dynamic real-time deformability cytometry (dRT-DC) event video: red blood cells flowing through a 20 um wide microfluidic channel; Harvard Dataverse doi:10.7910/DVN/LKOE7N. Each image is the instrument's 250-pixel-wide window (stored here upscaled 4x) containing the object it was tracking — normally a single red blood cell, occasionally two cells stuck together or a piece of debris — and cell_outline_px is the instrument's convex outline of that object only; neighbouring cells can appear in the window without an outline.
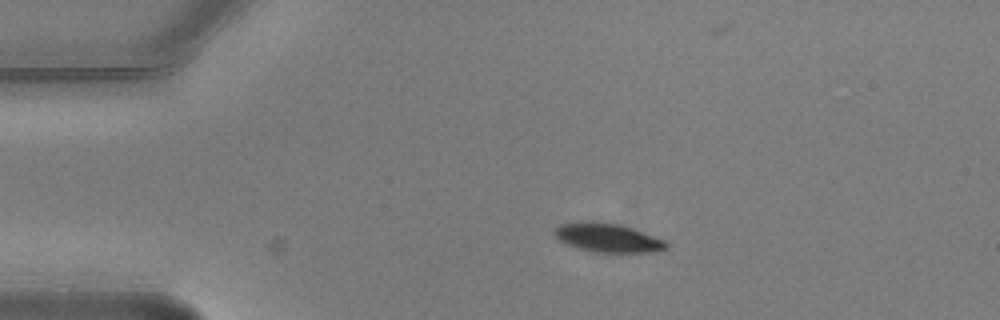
{"species": "common noctule bat (a hibernating species)", "species_latin": "Nyctalus noctula", "temperature_condition": "warm", "stored_images_in_passage": 3, "camera_frame_rate_fps": 3000, "um_per_image_px": 0.085, "animal": {"sex": "male", "body_mass_g": 20.5, "forearm_length_mm": 52.5}, "frame": {"image": 1, "passage_image": 1, "time_ms": 0.0, "image_size_px": [1000, 320], "cell_outline_px": [[668, 248], [656, 252], [596, 252], [580, 248], [568, 244], [560, 240], [552, 232], [560, 224], [580, 220], [592, 220], [616, 224], [632, 228], [664, 240], [668, 244]], "centroid_in_image_um": [51.64, 20.19], "position_along_channel_um": 33.4, "area_um2": 18.73}}
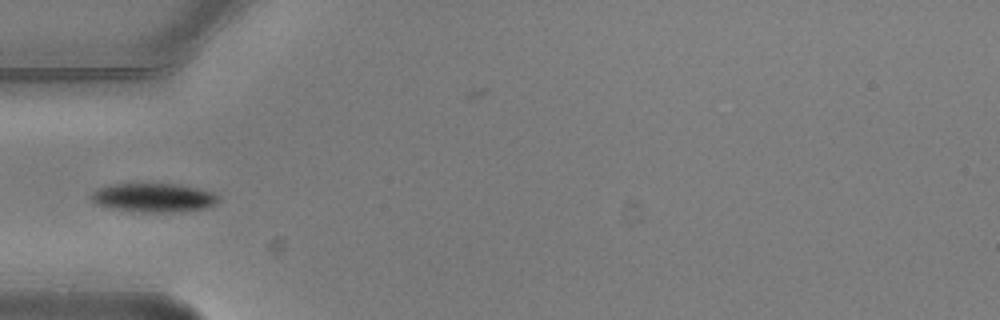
{"frame": {"image": 2, "passage_image": 3, "time_ms": 0.667, "image_size_px": [1000, 320], "cell_outline_px": [[220, 200], [216, 204], [208, 208], [180, 212], [140, 212], [112, 208], [96, 204], [88, 196], [96, 188], [112, 184], [180, 184], [200, 188], [212, 192], [220, 196]], "centroid_in_image_um": [13.1, 16.8], "position_along_channel_um": 71.9, "area_um2": 21.79}}